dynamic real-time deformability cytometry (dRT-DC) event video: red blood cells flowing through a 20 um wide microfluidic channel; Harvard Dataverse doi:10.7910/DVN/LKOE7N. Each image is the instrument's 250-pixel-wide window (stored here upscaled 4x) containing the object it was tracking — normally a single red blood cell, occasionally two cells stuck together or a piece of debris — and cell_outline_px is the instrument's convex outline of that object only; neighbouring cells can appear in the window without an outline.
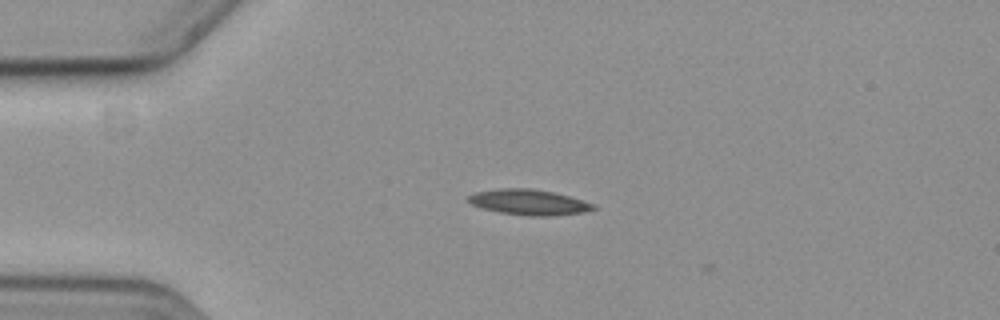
{"species": "common noctule bat (a hibernating species)", "species_latin": "Nyctalus noctula", "temperature_condition": "cold", "stored_images_in_passage": 4, "camera_frame_rate_fps": 3000, "um_per_image_px": 0.085, "animal": {"sex": "female", "body_mass_g": 19.3, "forearm_length_mm": 54.1}, "frame": {"image": 1, "passage_image": 2, "time_ms": 0.333, "image_size_px": [1000, 320], "cell_outline_px": [[596, 208], [584, 212], [552, 216], [528, 216], [500, 212], [484, 208], [472, 204], [468, 200], [468, 196], [476, 192], [500, 188], [528, 188], [552, 192], [568, 196], [596, 204]], "centroid_in_image_um": [44.98, 17.19], "position_along_channel_um": 40.0, "area_um2": 18.38}}